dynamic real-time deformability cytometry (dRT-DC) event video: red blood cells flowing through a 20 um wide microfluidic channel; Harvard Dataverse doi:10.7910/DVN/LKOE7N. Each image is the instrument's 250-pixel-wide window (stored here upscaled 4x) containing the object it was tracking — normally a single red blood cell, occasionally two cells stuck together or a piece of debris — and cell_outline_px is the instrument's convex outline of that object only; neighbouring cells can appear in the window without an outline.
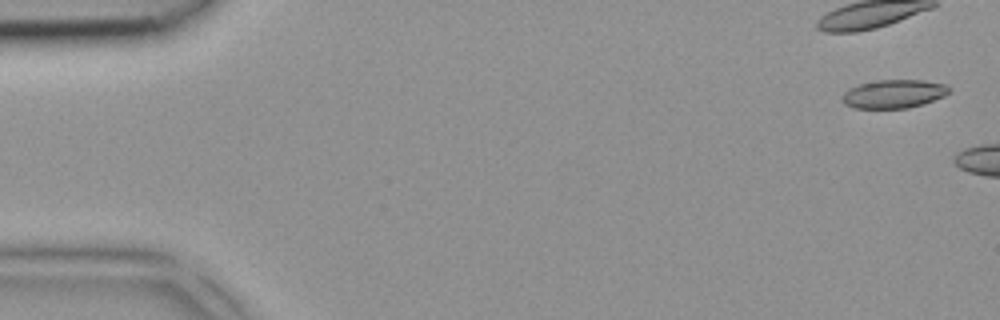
{"species": "common noctule bat (a hibernating species)", "species_latin": "Nyctalus noctula", "temperature_condition": "room temperature", "stored_images_in_passage": 3, "camera_frame_rate_fps": 3000, "um_per_image_px": 0.085, "animal": {"sex": "female", "body_mass_g": 18.4}, "frame": {"image": 1, "passage_image": 1, "time_ms": 0.0, "image_size_px": [1000, 320], "cell_outline_px": [[948, 92], [944, 96], [924, 104], [908, 108], [852, 108], [844, 104], [840, 100], [840, 96], [848, 88], [860, 84], [876, 80], [924, 80], [944, 84], [948, 88]], "centroid_in_image_um": [75.9, 7.99], "position_along_channel_um": 9.1, "area_um2": 17.86}}